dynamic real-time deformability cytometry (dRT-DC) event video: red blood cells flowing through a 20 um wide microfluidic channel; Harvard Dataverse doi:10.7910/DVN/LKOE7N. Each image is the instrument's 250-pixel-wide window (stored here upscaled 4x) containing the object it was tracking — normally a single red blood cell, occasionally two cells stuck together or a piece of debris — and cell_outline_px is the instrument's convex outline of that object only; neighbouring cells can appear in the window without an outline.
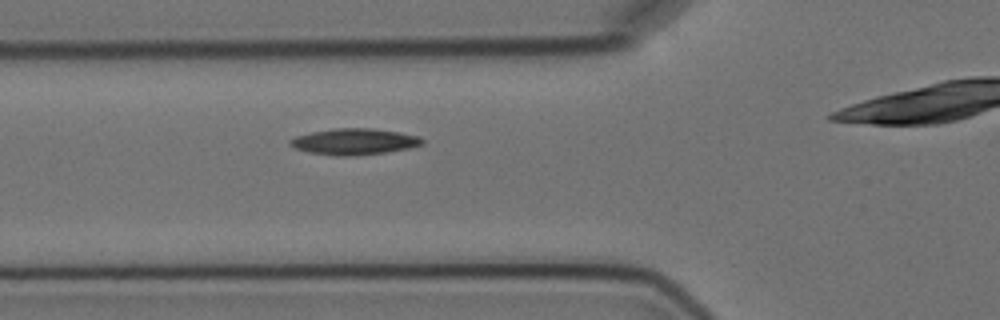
{"species": "Egyptian fruit bat (a non-hibernating species)", "species_latin": "Rousettus aegyptiacus", "temperature_condition": "cold", "stored_images_in_passage": 4, "camera_frame_rate_fps": 3000, "um_per_image_px": 0.085, "animal": {"sex": "female"}, "frame": {"image": 1, "passage_image": 3, "time_ms": 2.333, "image_size_px": [1000, 320], "cell_outline_px": [[424, 144], [408, 148], [384, 152], [352, 156], [336, 156], [308, 152], [296, 148], [288, 144], [288, 140], [296, 136], [312, 132], [332, 128], [372, 128], [400, 132], [420, 136], [424, 140]], "centroid_in_image_um": [30.11, 12.03], "position_along_channel_um": 95.7, "area_um2": 20.23}}